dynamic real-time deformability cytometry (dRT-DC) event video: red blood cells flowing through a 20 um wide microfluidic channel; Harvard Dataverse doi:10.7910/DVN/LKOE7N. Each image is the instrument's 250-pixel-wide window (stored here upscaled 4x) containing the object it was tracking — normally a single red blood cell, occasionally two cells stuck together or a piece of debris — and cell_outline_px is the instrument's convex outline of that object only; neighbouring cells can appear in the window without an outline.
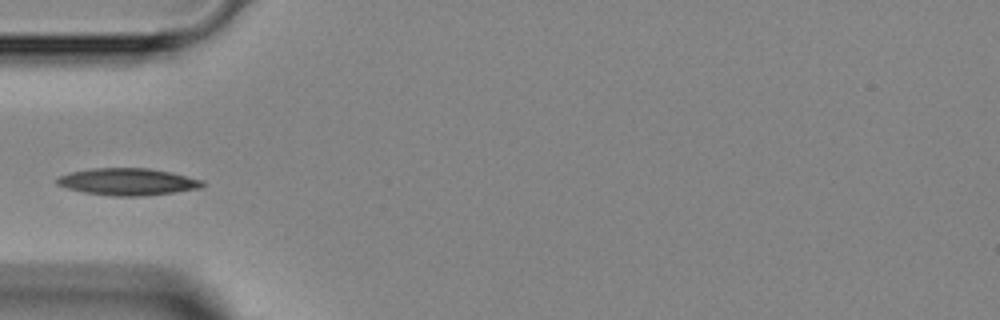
{"species": "Egyptian fruit bat (a non-hibernating species)", "species_latin": "Rousettus aegyptiacus", "temperature_condition": "room temperature", "stored_images_in_passage": 1, "camera_frame_rate_fps": 3000, "um_per_image_px": 0.085, "animal": {"sex": "female"}, "frame": {"image": 1, "passage_image": 1, "time_ms": 0.0, "image_size_px": [1000, 320], "cell_outline_px": [[204, 188], [140, 196], [112, 196], [84, 192], [68, 188], [56, 184], [56, 180], [60, 176], [68, 172], [92, 168], [148, 168], [172, 172], [204, 180]], "centroid_in_image_um": [10.88, 15.44], "position_along_channel_um": 74.1, "area_um2": 22.95}}